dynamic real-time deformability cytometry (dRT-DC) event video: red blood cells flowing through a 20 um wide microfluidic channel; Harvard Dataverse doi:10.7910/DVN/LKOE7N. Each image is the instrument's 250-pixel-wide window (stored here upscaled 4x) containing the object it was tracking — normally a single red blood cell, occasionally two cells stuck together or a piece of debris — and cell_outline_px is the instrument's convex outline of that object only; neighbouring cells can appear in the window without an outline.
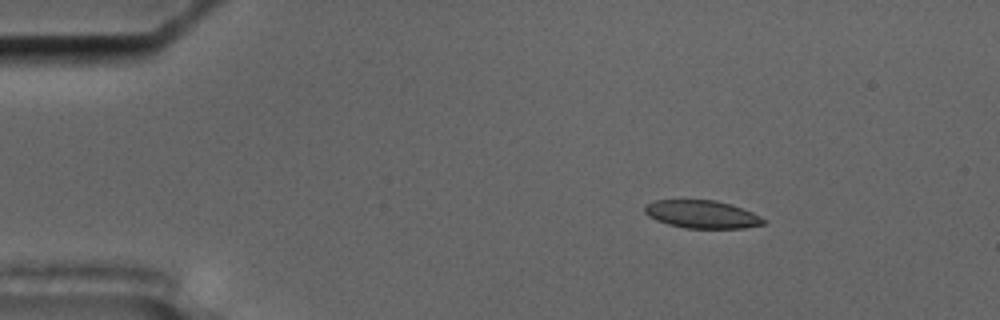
{"species": "common noctule bat (a hibernating species)", "species_latin": "Nyctalus noctula", "temperature_condition": "cold", "stored_images_in_passage": 57, "camera_frame_rate_fps": 3000, "um_per_image_px": 0.085, "animal": {"sex": "male", "body_mass_g": 17.5, "forearm_length_mm": 52.3}, "frame": {"image": 1, "passage_image": 9, "time_ms": 2.667, "image_size_px": [1000, 320], "cell_outline_px": [[768, 220], [764, 224], [744, 228], [684, 228], [668, 224], [656, 220], [648, 216], [644, 212], [644, 208], [648, 204], [656, 200], [716, 200], [732, 204], [752, 212]], "centroid_in_image_um": [59.7, 18.22], "position_along_channel_um": 25.3, "area_um2": 19.36}}
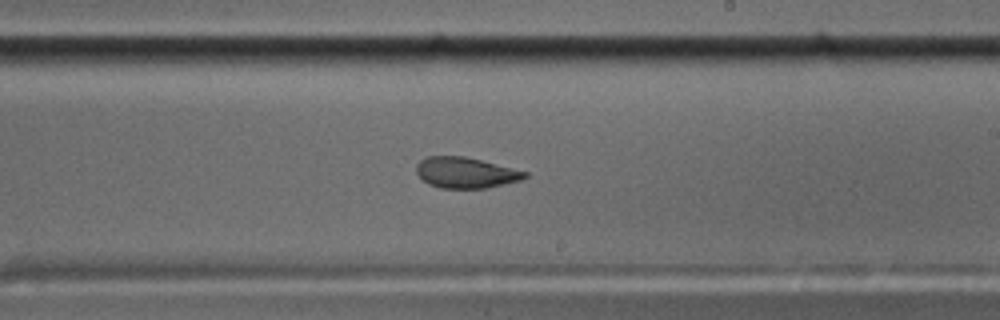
{"frame": {"image": 2, "passage_image": 34, "time_ms": 11.0, "image_size_px": [1000, 320], "cell_outline_px": [[528, 176], [520, 180], [488, 188], [440, 188], [428, 184], [416, 172], [416, 164], [420, 160], [428, 156], [464, 156], [528, 172]], "centroid_in_image_um": [39.56, 14.68], "position_along_channel_um": 249.4, "area_um2": 19.36}}
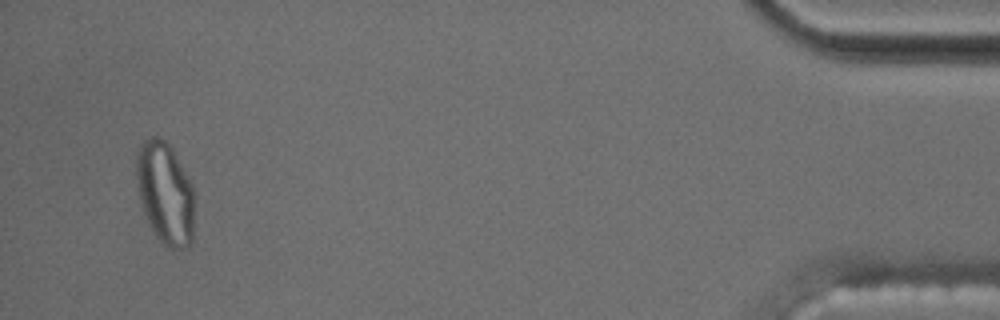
{"frame": {"image": 3, "passage_image": 55, "time_ms": 18.0, "image_size_px": [1000, 320], "cell_outline_px": [[192, 244], [188, 248], [172, 248], [164, 244], [156, 236], [140, 204], [136, 184], [136, 156], [140, 144], [148, 136], [160, 136], [172, 148], [192, 184]], "centroid_in_image_um": [14.0, 16.37], "position_along_channel_um": 421.2, "area_um2": 34.39}, "authors_computed_cell_mechanics": {"area_um2": 20.3456, "velocity_mm_per_s": 3.5321, "shape_relaxation_time_tau1_ms": null, "shape_relaxation_time_tau2_ms": 2.2479, "deformation_change_tau1": null, "deformation_change_tau2": 0.0806}}